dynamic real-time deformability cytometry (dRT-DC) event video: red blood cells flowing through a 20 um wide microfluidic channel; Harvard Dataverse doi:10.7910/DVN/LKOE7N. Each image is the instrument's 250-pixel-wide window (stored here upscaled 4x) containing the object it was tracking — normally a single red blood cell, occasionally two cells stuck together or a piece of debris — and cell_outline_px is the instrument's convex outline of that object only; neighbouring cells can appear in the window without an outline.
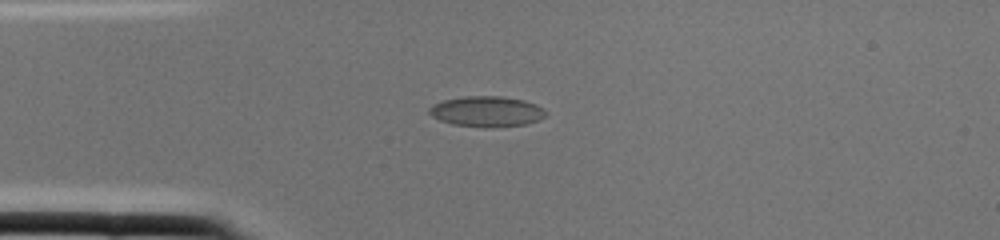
{"species": "common noctule bat (a hibernating species)", "species_latin": "Nyctalus noctula", "temperature_condition": "cold", "stored_images_in_passage": 2, "camera_frame_rate_fps": 3000, "um_per_image_px": 0.085, "animal": {"sex": "female", "body_mass_g": 22.0, "forearm_length_mm": 56.7}, "frame": {"image": 1, "passage_image": 2, "time_ms": 0.333, "image_size_px": [1000, 240], "cell_outline_px": [[548, 112], [544, 116], [536, 120], [524, 124], [492, 128], [452, 124], [440, 120], [432, 116], [428, 112], [428, 108], [432, 104], [444, 100], [464, 96], [500, 96], [524, 100], [536, 104], [544, 108]], "centroid_in_image_um": [41.36, 9.47], "position_along_channel_um": 43.6, "area_um2": 20.75}}